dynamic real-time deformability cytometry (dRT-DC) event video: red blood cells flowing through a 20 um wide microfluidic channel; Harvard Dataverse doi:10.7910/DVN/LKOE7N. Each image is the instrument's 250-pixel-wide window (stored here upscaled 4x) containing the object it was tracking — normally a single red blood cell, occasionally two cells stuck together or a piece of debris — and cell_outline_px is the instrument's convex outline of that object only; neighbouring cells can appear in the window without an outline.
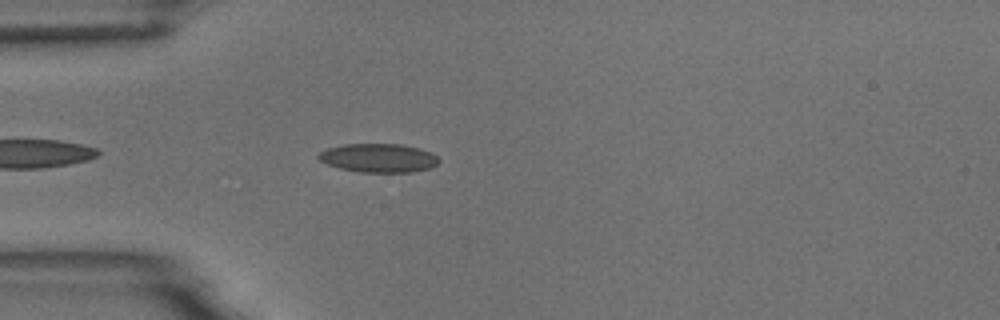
{"species": "common noctule bat (a hibernating species)", "species_latin": "Nyctalus noctula", "temperature_condition": "room temperature", "stored_images_in_passage": 5, "camera_frame_rate_fps": 3000, "um_per_image_px": 0.085, "animal": {"sex": "male", "body_mass_g": 18.8}, "frame": {"image": 1, "passage_image": 5, "time_ms": 4.333, "image_size_px": [1000, 320], "cell_outline_px": [[440, 160], [432, 168], [412, 172], [360, 172], [340, 168], [328, 164], [320, 160], [316, 156], [320, 152], [328, 148], [344, 144], [400, 144], [432, 152]], "centroid_in_image_um": [32.19, 13.43], "position_along_channel_um": 52.8, "area_um2": 20.06}}